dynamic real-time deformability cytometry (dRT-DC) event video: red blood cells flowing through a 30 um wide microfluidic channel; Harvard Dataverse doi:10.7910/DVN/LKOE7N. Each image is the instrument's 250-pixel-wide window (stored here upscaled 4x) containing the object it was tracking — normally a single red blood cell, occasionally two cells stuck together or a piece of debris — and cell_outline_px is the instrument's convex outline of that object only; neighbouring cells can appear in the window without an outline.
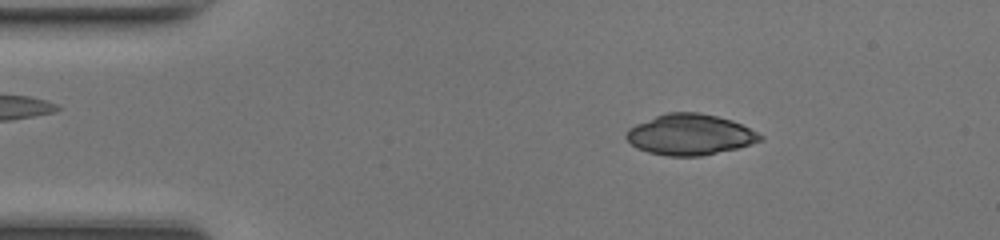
{"species": "common noctule bat (a hibernating species)", "species_latin": "Nyctalus noctula", "temperature_condition": "room temperature", "stored_images_in_passage": 47, "camera_frame_rate_fps": 3000, "um_per_image_px": 0.085, "animal": {"sex": "female", "body_mass_g": 17.0, "forearm_length_mm": 48.0}, "frame": {"image": 1, "passage_image": 7, "time_ms": 2.0, "image_size_px": [1000, 240], "cell_outline_px": [[764, 140], [736, 148], [700, 156], [668, 156], [648, 152], [636, 148], [624, 136], [628, 128], [636, 124], [656, 116], [668, 112], [696, 112], [716, 116], [732, 120], [764, 136]], "centroid_in_image_um": [58.62, 11.44], "position_along_channel_um": 26.4, "area_um2": 31.62}}
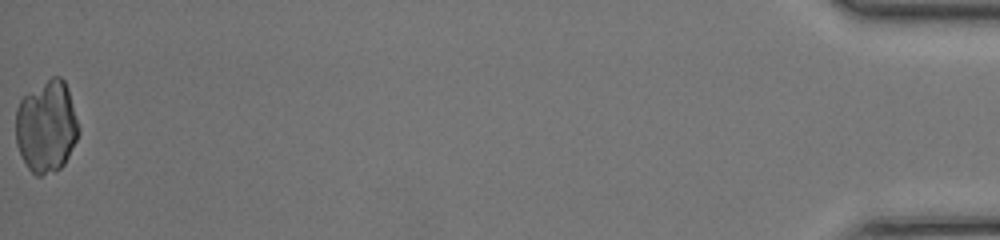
{"frame": {"image": 2, "passage_image": 47, "time_ms": 15.333, "image_size_px": [1000, 240], "cell_outline_px": [[80, 132], [64, 164], [60, 168], [52, 172], [40, 176], [36, 176], [28, 168], [16, 144], [16, 108], [20, 100], [24, 96], [52, 76], [60, 76], [64, 80], [68, 88], [80, 128]], "centroid_in_image_um": [3.96, 10.75], "position_along_channel_um": 431.2, "area_um2": 33.7}}